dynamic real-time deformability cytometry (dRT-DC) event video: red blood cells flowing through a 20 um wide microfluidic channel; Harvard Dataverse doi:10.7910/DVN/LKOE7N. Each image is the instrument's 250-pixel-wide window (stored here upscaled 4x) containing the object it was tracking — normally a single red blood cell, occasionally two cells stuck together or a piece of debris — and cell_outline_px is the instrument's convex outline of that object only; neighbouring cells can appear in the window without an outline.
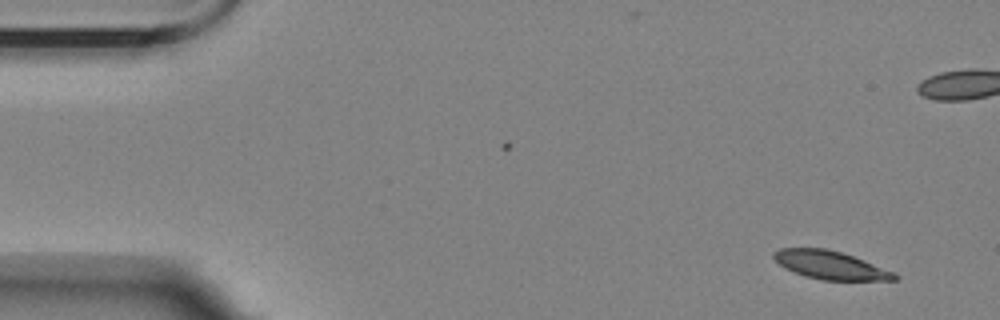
{"species": "Egyptian fruit bat (a non-hibernating species)", "species_latin": "Rousettus aegyptiacus", "temperature_condition": "room temperature", "stored_images_in_passage": 14, "camera_frame_rate_fps": 3000, "um_per_image_px": 0.085, "animal": {"sex": "female"}, "frame": {"image": 1, "passage_image": 1, "time_ms": 0.0, "image_size_px": [1000, 320], "cell_outline_px": [[900, 280], [820, 280], [804, 276], [784, 268], [772, 256], [772, 252], [780, 248], [828, 248], [864, 260], [896, 272], [900, 276]], "centroid_in_image_um": [70.61, 22.54], "position_along_channel_um": 14.4, "area_um2": 20.06}}
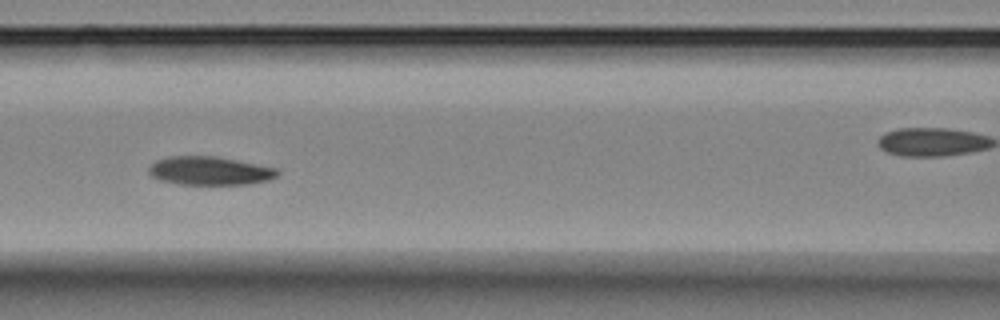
{"frame": {"image": 2, "passage_image": 5, "time_ms": 7.0, "image_size_px": [1000, 320], "cell_outline_px": [[280, 172], [276, 176], [268, 180], [248, 184], [180, 184], [160, 180], [152, 176], [148, 172], [148, 168], [156, 160], [168, 156], [216, 156], [276, 168]], "centroid_in_image_um": [17.8, 14.51], "position_along_channel_um": 148.8, "area_um2": 21.21}, "authors_computed_cell_mechanics": {"area_um2": 21.4727, "velocity_mm_per_s": 3.4335, "shape_relaxation_time_tau1_ms": 3.777, "shape_relaxation_time_tau2_ms": 5.6071, "deformation_change_tau1": 0.108, "deformation_change_tau2": 0.064}}